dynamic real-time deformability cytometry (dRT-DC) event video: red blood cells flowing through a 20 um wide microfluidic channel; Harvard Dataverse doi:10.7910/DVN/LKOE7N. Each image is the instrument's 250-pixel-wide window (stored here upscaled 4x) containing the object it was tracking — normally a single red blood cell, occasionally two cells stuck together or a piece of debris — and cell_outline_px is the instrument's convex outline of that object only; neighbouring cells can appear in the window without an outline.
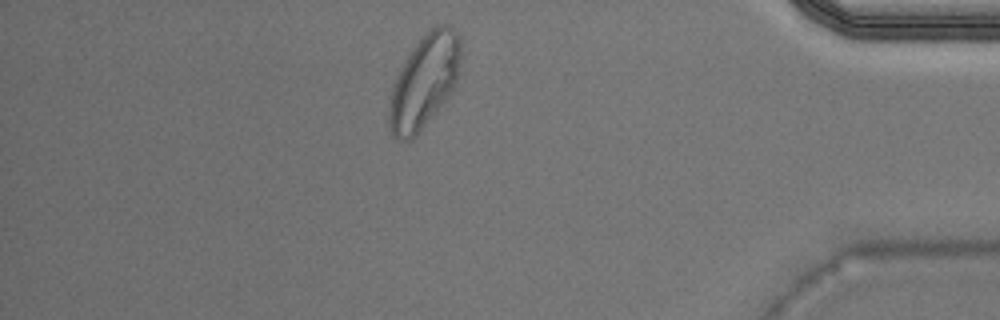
{"species": "Egyptian fruit bat (a non-hibernating species)", "species_latin": "Rousettus aegyptiacus", "temperature_condition": "warm", "stored_images_in_passage": 36, "camera_frame_rate_fps": 3000, "um_per_image_px": 0.085, "animal": {"sex": "male"}, "frame": {"image": 1, "passage_image": 31, "time_ms": 10.0, "image_size_px": [1000, 320], "cell_outline_px": [[460, 56], [456, 80], [448, 96], [416, 136], [412, 140], [396, 140], [392, 136], [388, 124], [388, 112], [392, 88], [412, 48], [436, 24], [448, 24], [460, 36]], "centroid_in_image_um": [36.05, 6.95], "position_along_channel_um": 399.2, "area_um2": 38.15}}